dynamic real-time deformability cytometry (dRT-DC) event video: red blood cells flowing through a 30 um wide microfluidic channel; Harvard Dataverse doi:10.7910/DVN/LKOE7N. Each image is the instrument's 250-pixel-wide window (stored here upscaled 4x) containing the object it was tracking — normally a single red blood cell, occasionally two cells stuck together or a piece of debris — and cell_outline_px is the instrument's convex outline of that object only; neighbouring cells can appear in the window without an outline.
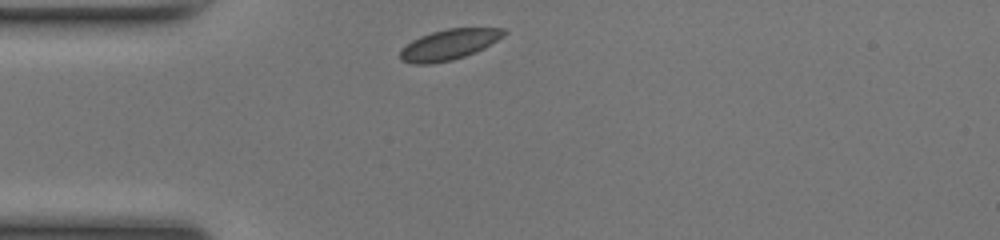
{"species": "common noctule bat (a hibernating species)", "species_latin": "Nyctalus noctula", "temperature_condition": "room temperature", "stored_images_in_passage": 29, "camera_frame_rate_fps": 3000, "um_per_image_px": 0.085, "animal": {"sex": "female", "body_mass_g": 17.0, "forearm_length_mm": 48.0}, "frame": {"image": 1, "passage_image": 1, "time_ms": 0.0, "image_size_px": [1000, 240], "cell_outline_px": [[508, 32], [504, 36], [484, 48], [464, 56], [452, 60], [432, 64], [412, 64], [400, 60], [400, 52], [412, 40], [420, 36], [432, 32], [448, 28], [504, 28]], "centroid_in_image_um": [38.18, 3.79], "position_along_channel_um": 46.8, "area_um2": 18.38}}
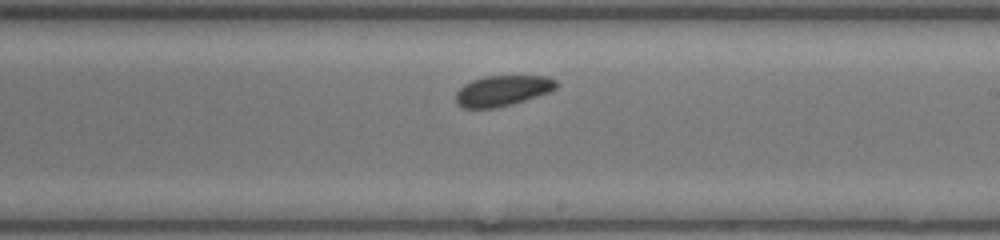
{"frame": {"image": 2, "passage_image": 17, "time_ms": 5.333, "image_size_px": [1000, 240], "cell_outline_px": [[560, 84], [556, 88], [548, 92], [524, 100], [496, 108], [464, 108], [456, 104], [456, 92], [464, 84], [472, 80], [484, 76], [544, 76], [556, 80]], "centroid_in_image_um": [42.69, 7.7], "position_along_channel_um": 246.3, "area_um2": 17.8}}
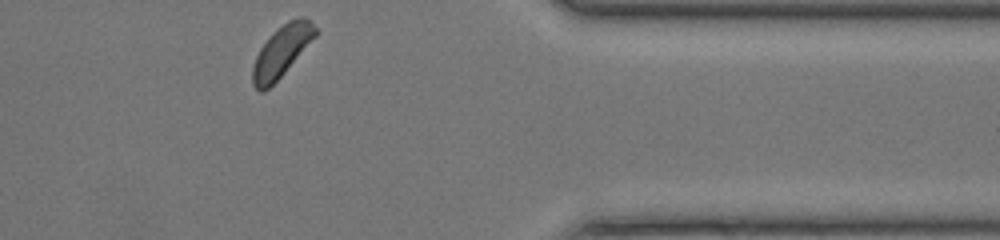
{"frame": {"image": 3, "passage_image": 29, "time_ms": 9.333, "image_size_px": [1000, 240], "cell_outline_px": [[320, 32], [284, 72], [264, 92], [260, 92], [252, 84], [252, 68], [256, 56], [260, 48], [276, 28], [288, 20], [300, 16], [304, 16]], "centroid_in_image_um": [23.94, 4.33], "position_along_channel_um": 387.5, "area_um2": 18.55}, "authors_computed_cell_mechanics": {"area_um2": 18.1492, "velocity_mm_per_s": 4.0441, "shape_relaxation_time_tau1_ms": 2.9936, "shape_relaxation_time_tau2_ms": null, "deformation_change_tau1": 0.0535, "deformation_change_tau2": null}}